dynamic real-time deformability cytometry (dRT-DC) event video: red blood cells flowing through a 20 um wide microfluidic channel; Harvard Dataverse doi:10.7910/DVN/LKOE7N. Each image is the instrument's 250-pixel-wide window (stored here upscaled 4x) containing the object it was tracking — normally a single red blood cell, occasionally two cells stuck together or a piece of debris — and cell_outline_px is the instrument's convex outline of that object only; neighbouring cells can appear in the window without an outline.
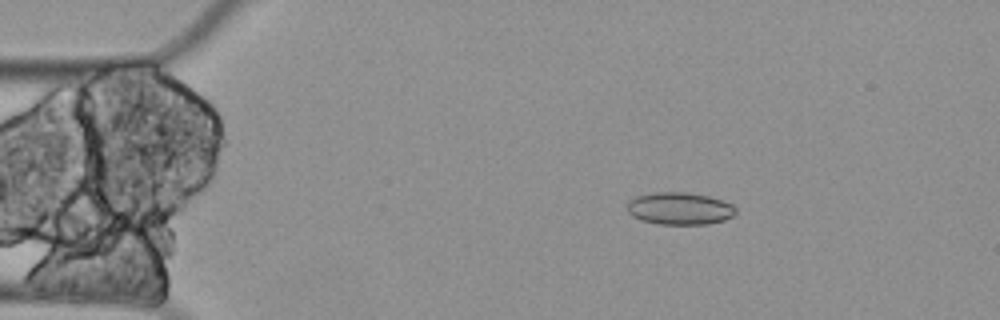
{"species": "Egyptian fruit bat (a non-hibernating species)", "species_latin": "Rousettus aegyptiacus", "temperature_condition": "cold", "stored_images_in_passage": 10, "camera_frame_rate_fps": 3000, "um_per_image_px": 0.085, "animal": {"sex": "female"}, "frame": {"image": 1, "passage_image": 3, "time_ms": 0.667, "image_size_px": [1000, 320], "cell_outline_px": [[736, 212], [732, 216], [724, 220], [708, 224], [660, 224], [644, 220], [632, 216], [628, 212], [628, 200], [636, 196], [656, 192], [688, 192], [708, 196], [732, 204], [736, 208]], "centroid_in_image_um": [57.77, 17.72], "position_along_channel_um": 27.2, "area_um2": 20.35}}
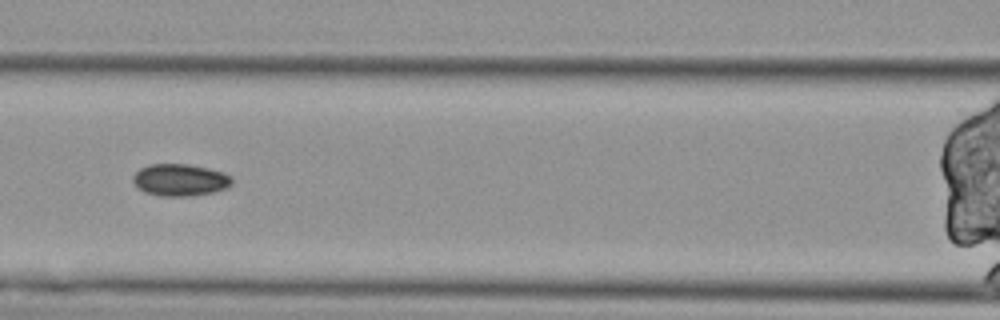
{"frame": {"image": 2, "passage_image": 7, "time_ms": 2.0, "image_size_px": [1000, 320], "cell_outline_px": [[232, 184], [228, 188], [212, 192], [188, 196], [160, 196], [144, 192], [132, 180], [132, 176], [140, 168], [148, 164], [188, 164], [208, 168], [224, 172], [232, 176]], "centroid_in_image_um": [15.32, 15.29], "position_along_channel_um": 151.3, "area_um2": 18.55}}
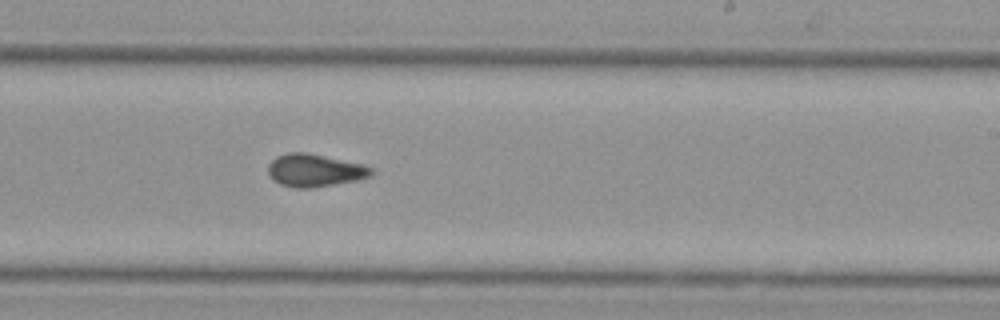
{"frame": {"image": 3, "passage_image": 10, "time_ms": 3.0, "image_size_px": [1000, 320], "cell_outline_px": [[376, 172], [372, 176], [356, 180], [312, 188], [296, 188], [280, 184], [272, 180], [268, 172], [268, 164], [276, 156], [288, 152], [308, 152], [364, 164], [372, 168]], "centroid_in_image_um": [26.76, 14.47], "position_along_channel_um": 262.2, "area_um2": 19.94}}